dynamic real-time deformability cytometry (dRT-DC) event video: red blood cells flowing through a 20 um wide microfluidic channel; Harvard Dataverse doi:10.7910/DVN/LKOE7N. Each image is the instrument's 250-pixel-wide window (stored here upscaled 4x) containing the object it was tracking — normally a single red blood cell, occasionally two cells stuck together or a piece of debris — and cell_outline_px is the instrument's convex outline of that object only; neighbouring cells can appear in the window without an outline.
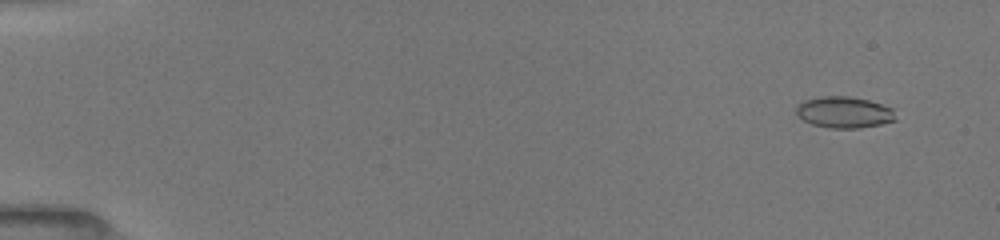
{"species": "common noctule bat (a hibernating species)", "species_latin": "Nyctalus noctula", "temperature_condition": "room temperature", "stored_images_in_passage": 52, "camera_frame_rate_fps": 3000, "um_per_image_px": 0.085, "animal": {"sex": "female", "body_mass_g": 19.5, "forearm_length_mm": 54.1}, "frame": {"image": 1, "passage_image": 4, "time_ms": 1.0, "image_size_px": [1000, 240], "cell_outline_px": [[896, 120], [880, 124], [856, 128], [832, 128], [812, 124], [804, 120], [796, 112], [796, 108], [804, 100], [820, 96], [848, 96], [868, 100], [892, 108]], "centroid_in_image_um": [71.74, 9.54], "position_along_channel_um": 13.3, "area_um2": 17.86}}
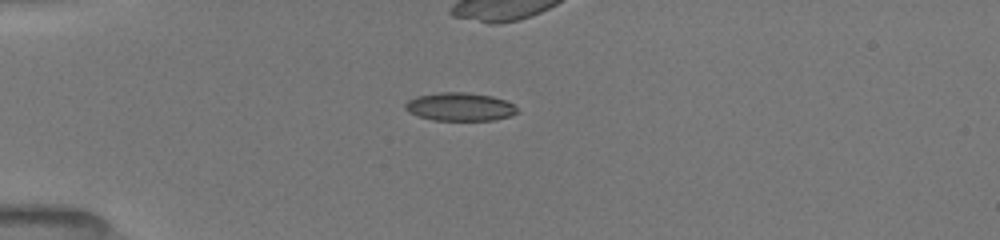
{"frame": {"image": 2, "passage_image": 15, "time_ms": 4.667, "image_size_px": [1000, 240], "cell_outline_px": [[516, 112], [512, 116], [492, 120], [432, 120], [408, 112], [404, 108], [404, 104], [408, 100], [416, 96], [440, 92], [464, 92], [492, 96], [504, 100], [512, 104], [516, 108]], "centroid_in_image_um": [39.05, 9.07], "position_along_channel_um": 45.9, "area_um2": 18.32}}
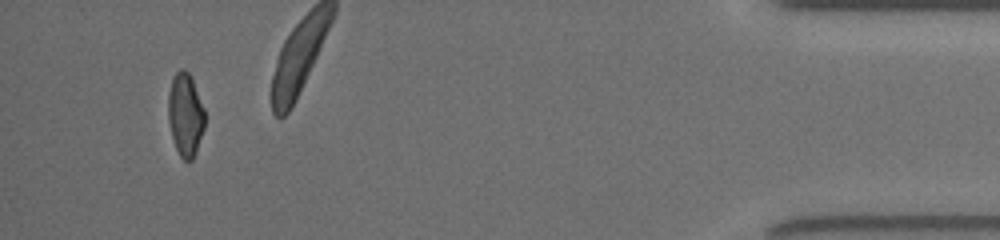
{"frame": {"image": 3, "passage_image": 50, "time_ms": 16.333, "image_size_px": [1000, 240], "cell_outline_px": [[204, 128], [196, 152], [192, 160], [184, 160], [180, 156], [176, 148], [172, 136], [168, 120], [168, 92], [172, 76], [180, 68], [184, 68], [188, 72], [192, 80], [204, 108]], "centroid_in_image_um": [15.74, 9.72], "position_along_channel_um": 419.5, "area_um2": 17.69}, "authors_computed_cell_mechanics": {"area_um2": 18.207, "velocity_mm_per_s": 3.9996, "shape_relaxation_time_tau1_ms": 7.6526, "shape_relaxation_time_tau2_ms": 1.7895, "deformation_change_tau1": 0.1889, "deformation_change_tau2": 0.0793}}